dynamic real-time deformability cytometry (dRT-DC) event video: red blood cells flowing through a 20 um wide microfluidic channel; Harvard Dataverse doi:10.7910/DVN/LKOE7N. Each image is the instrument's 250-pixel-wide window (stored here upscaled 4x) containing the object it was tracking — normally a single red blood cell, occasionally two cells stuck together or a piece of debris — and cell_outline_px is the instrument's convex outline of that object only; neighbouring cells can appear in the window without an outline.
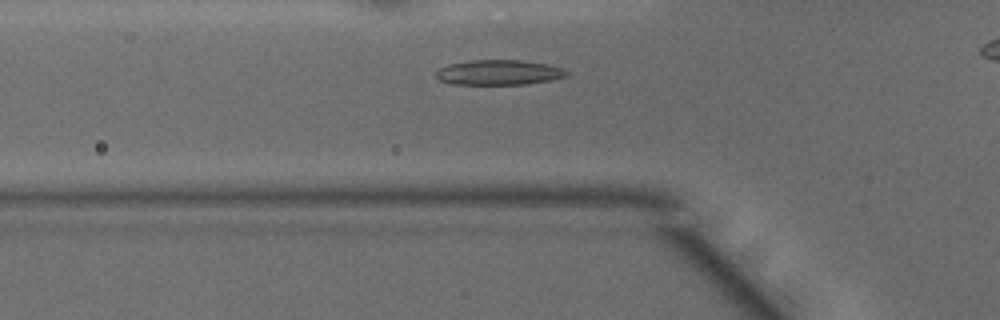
{"species": "common noctule bat (a hibernating species)", "species_latin": "Nyctalus noctula", "temperature_condition": "warm", "stored_images_in_passage": 34, "camera_frame_rate_fps": 3000, "um_per_image_px": 0.085, "animal": {"sex": "male", "body_mass_g": 15.6}, "frame": {"image": 1, "passage_image": 8, "time_ms": 2.333, "image_size_px": [1000, 320], "cell_outline_px": [[568, 76], [528, 84], [452, 84], [440, 80], [436, 76], [436, 72], [440, 68], [448, 64], [472, 60], [520, 60], [544, 64], [560, 68], [568, 72]], "centroid_in_image_um": [42.36, 6.16], "position_along_channel_um": 83.4, "area_um2": 18.79}}
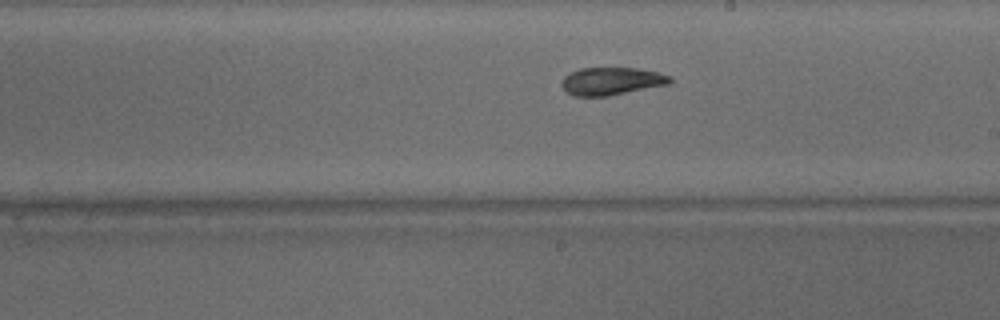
{"frame": {"image": 2, "passage_image": 19, "time_ms": 6.0, "image_size_px": [1000, 320], "cell_outline_px": [[672, 80], [668, 84], [608, 96], [572, 96], [560, 84], [564, 76], [580, 68], [640, 68], [672, 76]], "centroid_in_image_um": [51.97, 6.89], "position_along_channel_um": 237.0, "area_um2": 17.4}}
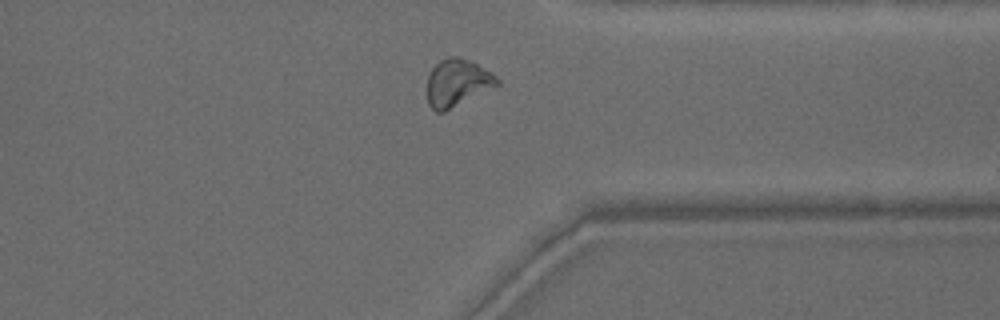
{"frame": {"image": 3, "passage_image": 29, "time_ms": 9.333, "image_size_px": [1000, 320], "cell_outline_px": [[500, 84], [444, 112], [436, 112], [428, 104], [428, 76], [432, 68], [440, 60], [452, 56], [460, 56], [476, 64], [496, 76], [500, 80]], "centroid_in_image_um": [38.86, 7.04], "position_along_channel_um": 372.5, "area_um2": 19.02}, "authors_computed_cell_mechanics": {"area_um2": 18.6405, "velocity_mm_per_s": 4.1665, "shape_relaxation_time_tau1_ms": 5.9481, "shape_relaxation_time_tau2_ms": 2.1081, "deformation_change_tau1": 0.1783, "deformation_change_tau2": 0.0813}}